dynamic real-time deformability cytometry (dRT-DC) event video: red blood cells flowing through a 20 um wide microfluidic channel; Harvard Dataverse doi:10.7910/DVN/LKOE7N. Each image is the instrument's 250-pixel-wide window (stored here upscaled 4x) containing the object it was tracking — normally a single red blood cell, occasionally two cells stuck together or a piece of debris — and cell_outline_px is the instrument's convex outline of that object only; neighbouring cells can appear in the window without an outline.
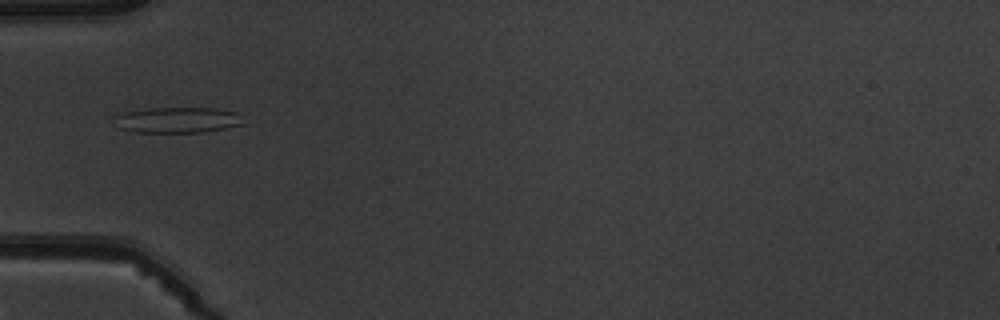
{"species": "common noctule bat (a hibernating species)", "species_latin": "Nyctalus noctula", "temperature_condition": "warm", "stored_images_in_passage": 5, "camera_frame_rate_fps": 3000, "um_per_image_px": 0.085, "animal": {"sex": "male", "body_mass_g": 19.5, "forearm_length_mm": 54.6}, "frame": {"image": 1, "passage_image": 5, "time_ms": 5.667, "image_size_px": [1000, 320], "cell_outline_px": [[244, 124], [204, 132], [136, 132], [120, 128], [116, 116], [124, 112], [148, 108], [216, 108], [236, 112]], "centroid_in_image_um": [15.12, 10.19], "position_along_channel_um": 69.9, "area_um2": 18.96}}